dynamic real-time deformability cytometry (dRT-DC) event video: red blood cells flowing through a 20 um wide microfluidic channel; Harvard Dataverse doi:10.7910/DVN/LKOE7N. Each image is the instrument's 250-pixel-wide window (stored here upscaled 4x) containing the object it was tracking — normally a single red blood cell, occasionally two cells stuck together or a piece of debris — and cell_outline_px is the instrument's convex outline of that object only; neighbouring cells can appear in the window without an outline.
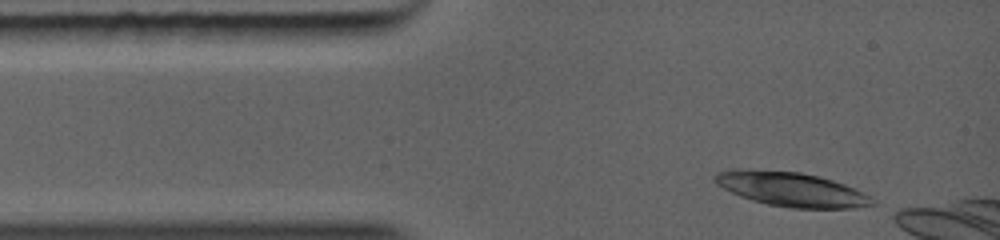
{"species": "common noctule bat (a hibernating species)", "species_latin": "Nyctalus noctula", "temperature_condition": "warm", "stored_images_in_passage": 1, "camera_frame_rate_fps": 5000, "um_per_image_px": 0.085, "animal": {"sex": "female", "body_mass_g": 19.0, "forearm_length_mm": 56.7}, "frame": {"image": 1, "passage_image": 1, "time_ms": 0.0, "image_size_px": [1000, 240], "cell_outline_px": [[876, 204], [856, 208], [792, 208], [768, 204], [752, 200], [740, 196], [716, 184], [712, 180], [712, 176], [716, 172], [736, 168], [740, 168], [800, 172], [820, 176], [856, 188], [868, 196]], "centroid_in_image_um": [67.21, 16.07], "position_along_channel_um": 17.8, "area_um2": 31.56}}